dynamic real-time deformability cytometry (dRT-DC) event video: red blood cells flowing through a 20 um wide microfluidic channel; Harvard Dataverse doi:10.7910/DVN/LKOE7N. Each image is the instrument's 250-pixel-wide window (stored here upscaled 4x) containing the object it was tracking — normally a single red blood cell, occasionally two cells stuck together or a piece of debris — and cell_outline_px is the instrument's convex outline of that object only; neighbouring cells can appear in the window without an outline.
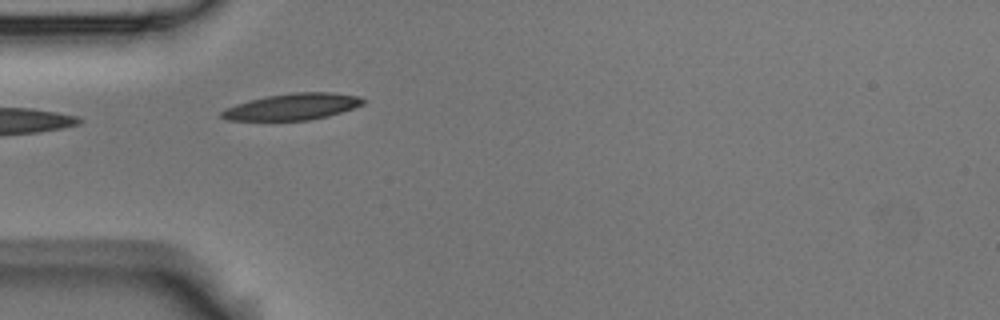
{"species": "Egyptian fruit bat (a non-hibernating species)", "species_latin": "Rousettus aegyptiacus", "temperature_condition": "room temperature", "stored_images_in_passage": 9, "camera_frame_rate_fps": 3000, "um_per_image_px": 0.085, "animal": {"sex": "male"}, "frame": {"image": 1, "passage_image": 3, "time_ms": 0.667, "image_size_px": [1000, 320], "cell_outline_px": [[364, 104], [328, 116], [308, 120], [228, 120], [220, 116], [220, 112], [224, 108], [248, 100], [268, 96], [292, 92], [332, 92], [360, 96], [364, 100]], "centroid_in_image_um": [24.84, 9.06], "position_along_channel_um": 60.2, "area_um2": 21.73}}
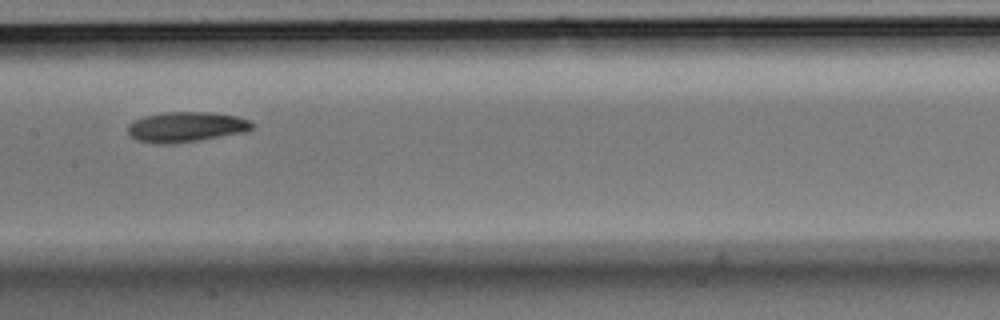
{"frame": {"image": 2, "passage_image": 6, "time_ms": 1.667, "image_size_px": [1000, 320], "cell_outline_px": [[252, 128], [244, 132], [200, 140], [172, 144], [156, 144], [136, 140], [128, 136], [128, 124], [132, 120], [144, 116], [160, 112], [208, 112], [236, 116], [248, 120], [252, 124]], "centroid_in_image_um": [15.73, 10.79], "position_along_channel_um": 191.7, "area_um2": 22.02}}
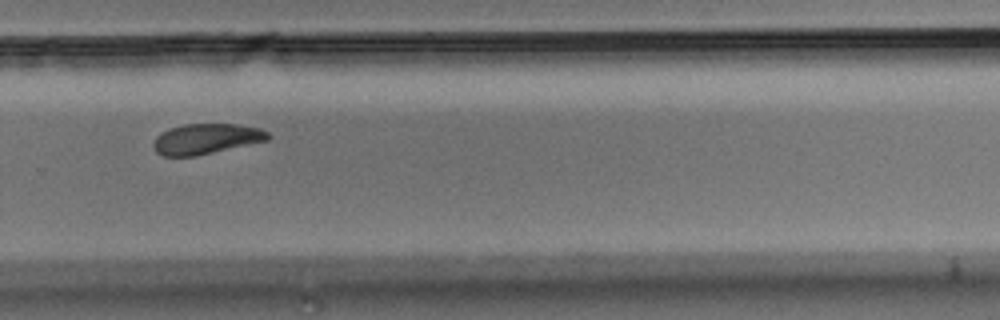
{"frame": {"image": 3, "passage_image": 9, "time_ms": 2.667, "image_size_px": [1000, 320], "cell_outline_px": [[272, 136], [268, 140], [196, 156], [160, 156], [156, 152], [152, 144], [156, 136], [160, 132], [184, 124], [236, 124], [260, 128], [268, 132]], "centroid_in_image_um": [17.51, 11.8], "position_along_channel_um": 312.3, "area_um2": 20.35}}